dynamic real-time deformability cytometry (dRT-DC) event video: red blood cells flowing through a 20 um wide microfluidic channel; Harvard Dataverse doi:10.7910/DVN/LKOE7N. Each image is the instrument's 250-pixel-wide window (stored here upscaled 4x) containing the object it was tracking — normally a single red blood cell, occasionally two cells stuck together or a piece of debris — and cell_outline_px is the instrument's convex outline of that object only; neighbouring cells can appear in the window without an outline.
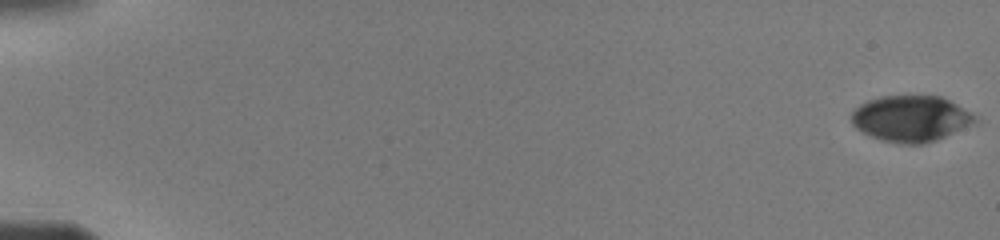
{"species": "human", "species_latin": "Homo sapiens", "temperature_condition": "warm", "stored_images_in_passage": 38, "camera_frame_rate_fps": 3000, "um_per_image_px": 0.085, "donor": {"sex": "male"}, "frame": {"image": 1, "passage_image": 1, "time_ms": 0.0, "image_size_px": [1000, 240], "cell_outline_px": [[976, 120], [936, 140], [924, 144], [896, 144], [880, 140], [856, 128], [852, 124], [852, 112], [860, 104], [868, 100], [884, 96], [940, 96], [956, 104], [976, 116]], "centroid_in_image_um": [77.36, 10.08], "position_along_channel_um": 7.6, "area_um2": 32.54}}
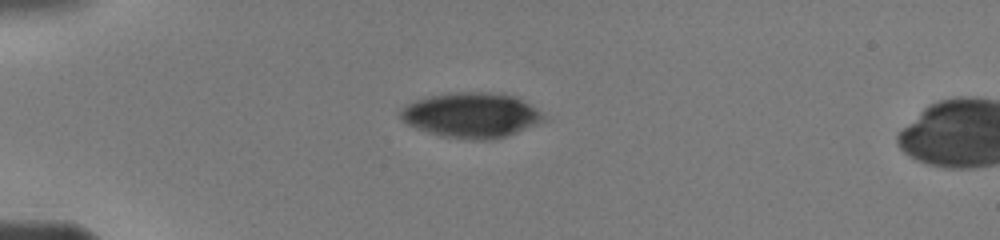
{"frame": {"image": 2, "passage_image": 30, "time_ms": 4.667, "image_size_px": [1000, 240], "cell_outline_px": [[544, 120], [536, 124], [508, 136], [492, 140], [468, 140], [440, 136], [416, 128], [408, 124], [400, 116], [400, 112], [408, 104], [416, 100], [448, 92], [492, 92], [512, 96], [528, 104], [540, 112], [544, 116]], "centroid_in_image_um": [40.05, 9.81], "position_along_channel_um": 45.0, "area_um2": 37.22}}